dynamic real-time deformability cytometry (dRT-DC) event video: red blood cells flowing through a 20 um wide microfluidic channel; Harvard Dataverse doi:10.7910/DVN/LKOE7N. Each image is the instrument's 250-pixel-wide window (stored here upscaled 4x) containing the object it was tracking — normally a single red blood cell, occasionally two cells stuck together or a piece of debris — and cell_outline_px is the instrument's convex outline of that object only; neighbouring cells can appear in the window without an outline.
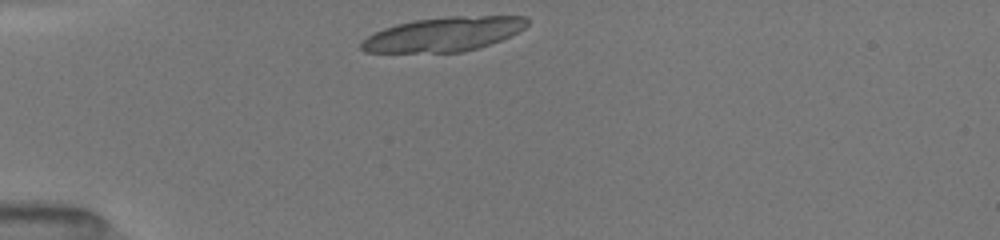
{"species": "common noctule bat (a hibernating species)", "species_latin": "Nyctalus noctula", "temperature_condition": "room temperature", "stored_images_in_passage": 38, "camera_frame_rate_fps": 3000, "um_per_image_px": 0.085, "animal": {"sex": "female", "body_mass_g": 19.5, "forearm_length_mm": 54.1}, "frame": {"image": 1, "passage_image": 1, "time_ms": 0.0, "image_size_px": [1000, 240], "cell_outline_px": [[528, 24], [524, 28], [500, 40], [480, 48], [464, 52], [364, 52], [360, 48], [360, 40], [384, 28], [396, 24], [416, 20], [448, 16], [528, 16]], "centroid_in_image_um": [37.7, 2.91], "position_along_channel_um": 47.3, "area_um2": 33.06}, "authors_computed_cell_mechanics": {"area_um2": 18.1203, "velocity_mm_per_s": 4.0084, "shape_relaxation_time_tau1_ms": 2.0722, "shape_relaxation_time_tau2_ms": 1.201, "deformation_change_tau1": 0.0652, "deformation_change_tau2": 0.0649}}